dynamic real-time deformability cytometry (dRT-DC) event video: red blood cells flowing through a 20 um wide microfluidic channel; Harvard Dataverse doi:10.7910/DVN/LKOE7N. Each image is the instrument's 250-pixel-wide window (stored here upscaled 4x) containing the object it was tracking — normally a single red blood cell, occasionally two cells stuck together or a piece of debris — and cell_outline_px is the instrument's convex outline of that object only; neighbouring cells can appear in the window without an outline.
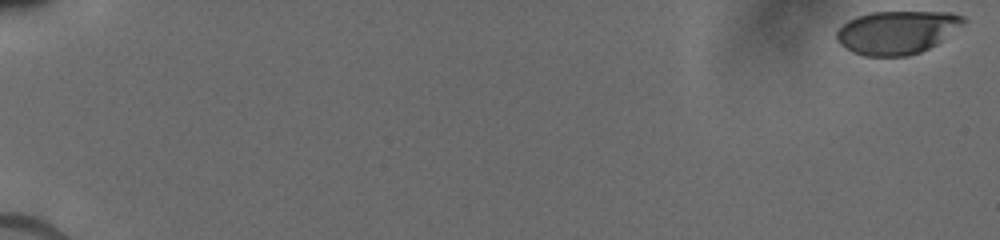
{"species": "human", "species_latin": "Homo sapiens", "temperature_condition": "cold", "stored_images_in_passage": 16, "camera_frame_rate_fps": 3000, "um_per_image_px": 0.085, "donor": {"sex": "male"}, "frame": {"image": 1, "passage_image": 1, "time_ms": 0.0, "image_size_px": [1000, 240], "cell_outline_px": [[968, 20], [964, 24], [936, 44], [920, 52], [908, 56], [864, 56], [852, 52], [840, 44], [836, 40], [836, 32], [848, 20], [856, 16], [872, 12], [952, 12], [964, 16]], "centroid_in_image_um": [76.24, 2.74], "position_along_channel_um": 8.8, "area_um2": 32.02}}
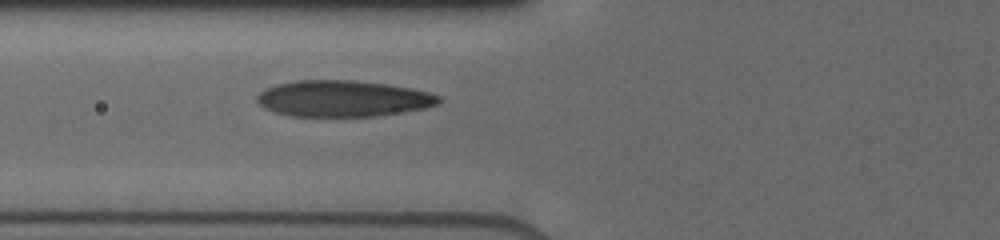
{"frame": {"image": 2, "passage_image": 14, "time_ms": 7.333, "image_size_px": [1000, 240], "cell_outline_px": [[440, 104], [424, 108], [376, 116], [292, 116], [276, 112], [264, 108], [256, 100], [256, 96], [264, 88], [276, 84], [296, 80], [356, 80], [388, 84], [412, 88], [428, 92], [440, 96]], "centroid_in_image_um": [29.14, 8.37], "position_along_channel_um": 96.7, "area_um2": 38.49}}
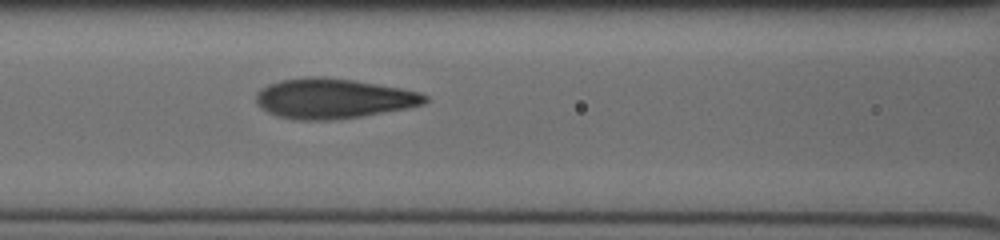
{"frame": {"image": 3, "passage_image": 16, "time_ms": 8.333, "image_size_px": [1000, 240], "cell_outline_px": [[428, 100], [420, 104], [404, 108], [360, 116], [328, 120], [300, 120], [276, 116], [260, 108], [256, 104], [256, 92], [260, 88], [268, 84], [280, 80], [308, 76], [320, 76], [352, 80], [400, 88], [416, 92], [428, 96]], "centroid_in_image_um": [28.22, 8.36], "position_along_channel_um": 138.4, "area_um2": 39.02}}